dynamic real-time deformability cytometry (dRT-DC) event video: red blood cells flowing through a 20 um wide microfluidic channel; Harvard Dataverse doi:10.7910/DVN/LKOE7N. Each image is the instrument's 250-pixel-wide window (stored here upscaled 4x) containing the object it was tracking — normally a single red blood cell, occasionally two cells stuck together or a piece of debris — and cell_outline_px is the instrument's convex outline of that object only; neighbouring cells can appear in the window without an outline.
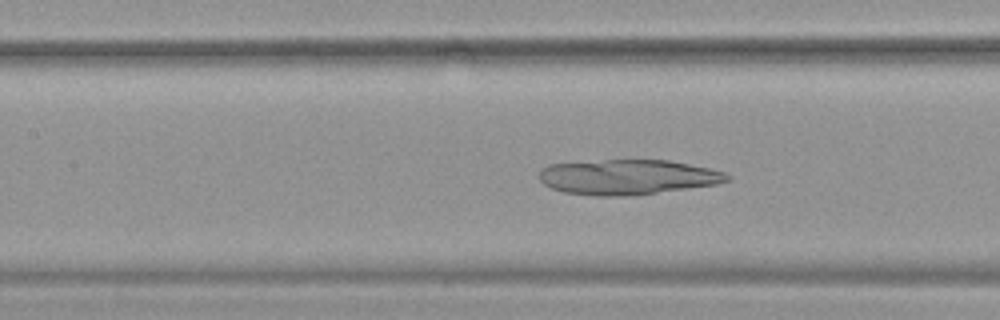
{"species": "common noctule bat (a hibernating species)", "species_latin": "Nyctalus noctula", "temperature_condition": "warm", "stored_images_in_passage": 40, "camera_frame_rate_fps": 3000, "um_per_image_px": 0.085, "animal": {"sex": "female", "body_mass_g": 19.9}, "frame": {"image": 1, "passage_image": 11, "time_ms": 3.333, "image_size_px": [1000, 320], "cell_outline_px": [[732, 176], [728, 180], [716, 184], [628, 196], [592, 196], [564, 192], [552, 188], [544, 184], [540, 180], [540, 168], [548, 164], [604, 160], [668, 160], [708, 168], [724, 172]], "centroid_in_image_um": [53.31, 15.05], "position_along_channel_um": 154.1, "area_um2": 38.21}}
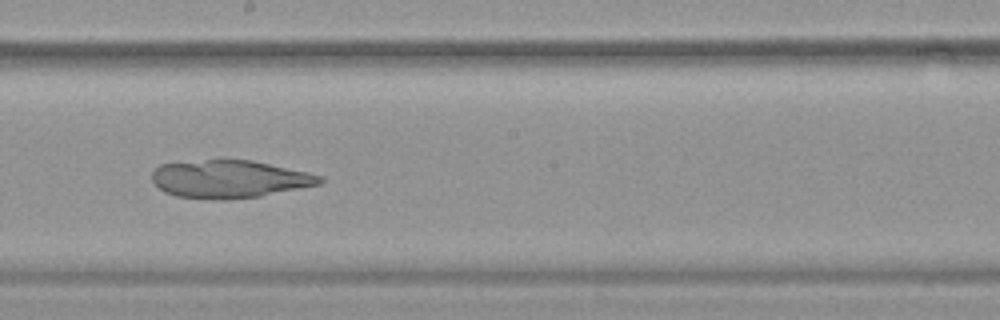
{"frame": {"image": 2, "passage_image": 17, "time_ms": 5.333, "image_size_px": [1000, 320], "cell_outline_px": [[324, 180], [320, 184], [260, 196], [224, 200], [220, 200], [176, 196], [164, 192], [152, 180], [152, 172], [160, 164], [208, 160], [252, 160], [308, 172], [324, 176]], "centroid_in_image_um": [19.52, 15.22], "position_along_channel_um": 228.7, "area_um2": 36.76}}
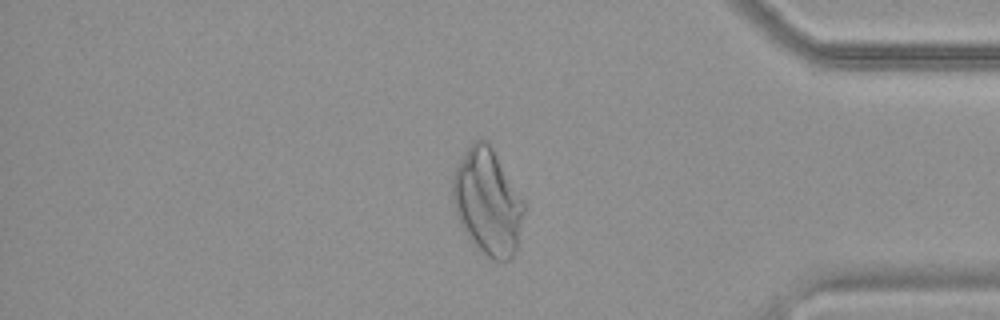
{"frame": {"image": 3, "passage_image": 32, "time_ms": 10.333, "image_size_px": [1000, 320], "cell_outline_px": [[524, 212], [516, 248], [512, 260], [492, 260], [484, 256], [472, 244], [464, 232], [456, 216], [452, 196], [452, 180], [456, 168], [460, 160], [472, 140], [484, 140], [492, 148], [524, 200]], "centroid_in_image_um": [41.43, 17.21], "position_along_channel_um": 393.8, "area_um2": 43.99}}